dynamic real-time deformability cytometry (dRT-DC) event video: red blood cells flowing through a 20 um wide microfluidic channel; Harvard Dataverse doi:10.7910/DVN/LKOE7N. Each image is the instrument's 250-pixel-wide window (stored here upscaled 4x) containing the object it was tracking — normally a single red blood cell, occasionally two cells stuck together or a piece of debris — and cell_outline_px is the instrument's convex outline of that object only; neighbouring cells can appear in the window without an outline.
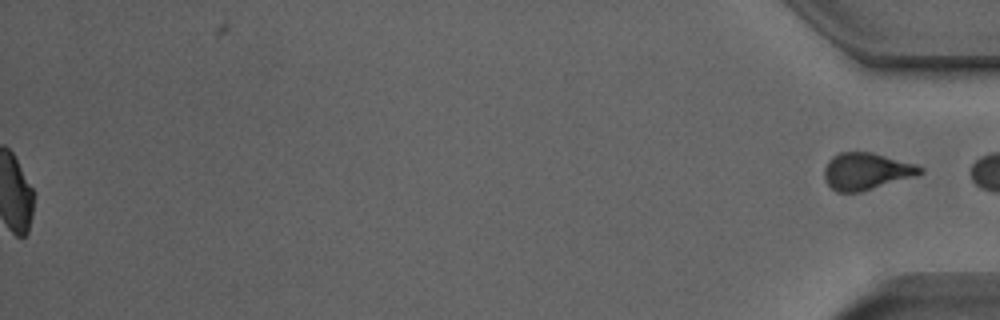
{"species": "Egyptian fruit bat (a non-hibernating species)", "species_latin": "Rousettus aegyptiacus", "temperature_condition": "room temperature", "stored_images_in_passage": 42, "segment_of_instrument_passage": [2, 2], "camera_frame_rate_fps": 3000, "um_per_image_px": 0.085, "animal": {"sex": "male"}, "frame": {"image": 1, "passage_image": 42, "time_ms": 13.667, "image_size_px": [1000, 320], "cell_outline_px": [[924, 172], [916, 176], [860, 192], [836, 192], [824, 180], [824, 168], [828, 160], [832, 156], [840, 152], [872, 152], [916, 164], [924, 168]], "centroid_in_image_um": [73.63, 14.55], "position_along_channel_um": 361.6, "area_um2": 20.75}}